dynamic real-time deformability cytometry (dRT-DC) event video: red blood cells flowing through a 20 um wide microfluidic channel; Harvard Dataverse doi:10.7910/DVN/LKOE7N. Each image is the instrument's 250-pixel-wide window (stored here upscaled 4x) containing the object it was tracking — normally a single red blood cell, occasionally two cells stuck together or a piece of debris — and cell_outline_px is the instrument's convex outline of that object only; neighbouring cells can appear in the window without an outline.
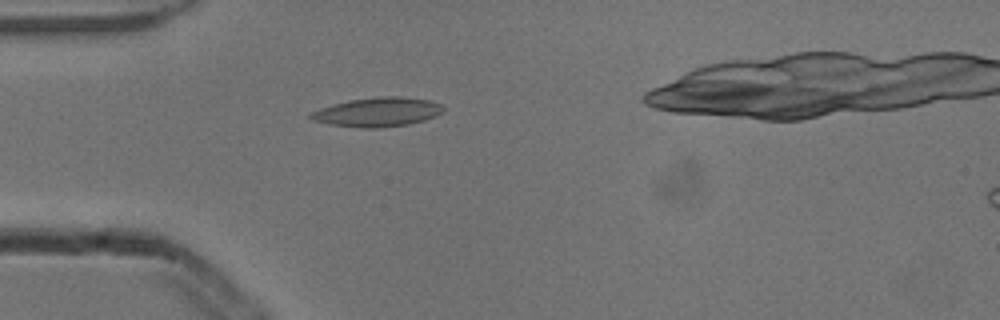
{"species": "common noctule bat (a hibernating species)", "species_latin": "Nyctalus noctula", "temperature_condition": "cold", "stored_images_in_passage": 2, "camera_frame_rate_fps": 3000, "um_per_image_px": 0.085, "animal": {"sex": "male", "body_mass_g": 13.3}, "frame": {"image": 1, "passage_image": 1, "time_ms": 0.0, "image_size_px": [1000, 320], "cell_outline_px": [[444, 112], [436, 116], [424, 120], [408, 124], [380, 128], [360, 128], [328, 124], [312, 120], [308, 116], [312, 112], [320, 108], [332, 104], [348, 100], [376, 96], [400, 96], [428, 100], [440, 104], [444, 108]], "centroid_in_image_um": [32.08, 9.52], "position_along_channel_um": 52.9, "area_um2": 22.72}}